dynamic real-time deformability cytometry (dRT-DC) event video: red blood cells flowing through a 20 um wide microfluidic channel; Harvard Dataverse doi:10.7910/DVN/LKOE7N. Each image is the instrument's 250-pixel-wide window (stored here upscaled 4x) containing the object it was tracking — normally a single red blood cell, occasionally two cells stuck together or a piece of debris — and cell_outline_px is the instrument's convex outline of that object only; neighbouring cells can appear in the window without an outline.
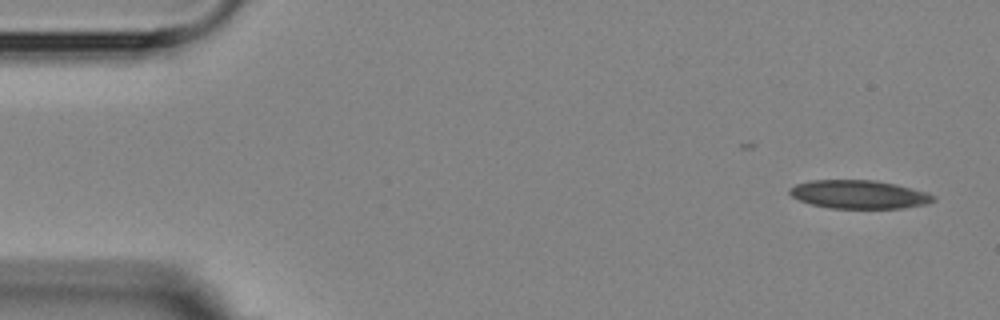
{"species": "Egyptian fruit bat (a non-hibernating species)", "species_latin": "Rousettus aegyptiacus", "temperature_condition": "room temperature", "stored_images_in_passage": 5, "camera_frame_rate_fps": 3000, "um_per_image_px": 0.085, "animal": {"sex": "female"}, "frame": {"image": 1, "passage_image": 1, "time_ms": 0.0, "image_size_px": [1000, 320], "cell_outline_px": [[936, 200], [928, 204], [904, 208], [828, 208], [812, 204], [800, 200], [792, 196], [788, 192], [788, 188], [796, 184], [812, 180], [876, 180], [928, 192], [936, 196]], "centroid_in_image_um": [73.04, 16.53], "position_along_channel_um": 12.0, "area_um2": 23.87}}
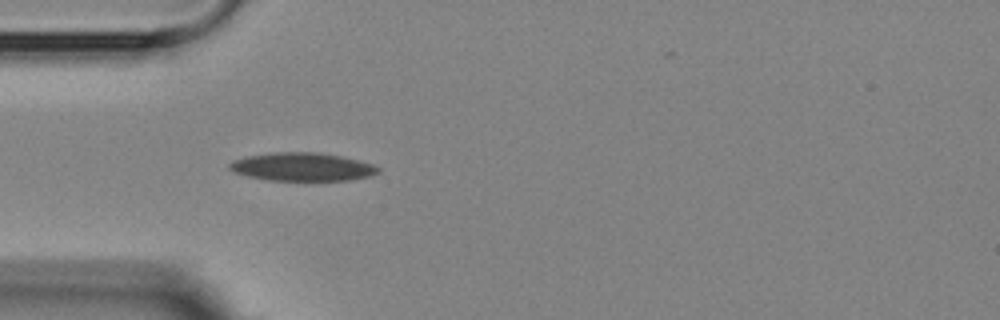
{"frame": {"image": 2, "passage_image": 5, "time_ms": 4.333, "image_size_px": [1000, 320], "cell_outline_px": [[380, 172], [372, 176], [352, 180], [268, 180], [248, 176], [236, 172], [228, 168], [228, 164], [232, 160], [248, 156], [276, 152], [316, 152], [340, 156], [372, 164], [380, 168]], "centroid_in_image_um": [25.71, 14.18], "position_along_channel_um": 59.3, "area_um2": 24.33}}